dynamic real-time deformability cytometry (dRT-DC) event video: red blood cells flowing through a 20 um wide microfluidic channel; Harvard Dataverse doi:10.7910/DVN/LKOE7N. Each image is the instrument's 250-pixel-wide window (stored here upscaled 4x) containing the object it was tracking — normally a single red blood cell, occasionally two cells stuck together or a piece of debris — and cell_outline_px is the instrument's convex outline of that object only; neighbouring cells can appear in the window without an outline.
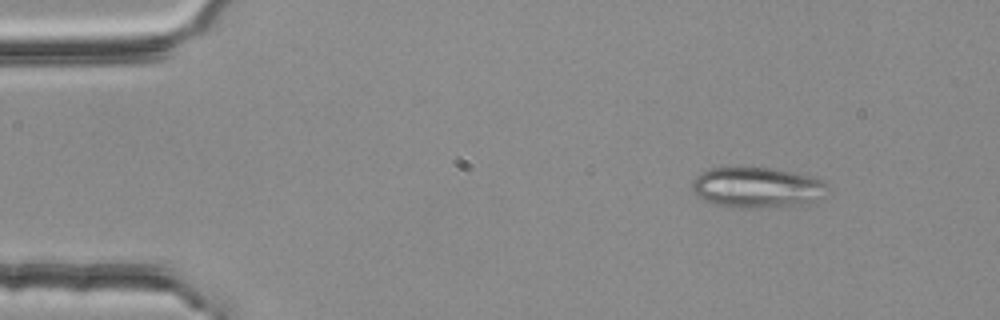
{"species": "common noctule bat (a hibernating species)", "species_latin": "Nyctalus noctula", "temperature_condition": "room temperature", "stored_images_in_passage": 3, "camera_frame_rate_fps": 3000, "um_per_image_px": 0.085, "animal": {"sex": "female", "body_mass_g": 25.1}, "frame": {"image": 1, "passage_image": 1, "time_ms": 0.0, "image_size_px": [1000, 320], "cell_outline_px": [[824, 196], [820, 200], [800, 204], [720, 204], [704, 200], [696, 196], [692, 188], [692, 180], [700, 172], [712, 168], [740, 164], [772, 168], [792, 172], [808, 176], [820, 180], [824, 184]], "centroid_in_image_um": [64.26, 15.82], "position_along_channel_um": 20.7, "area_um2": 30.92}}
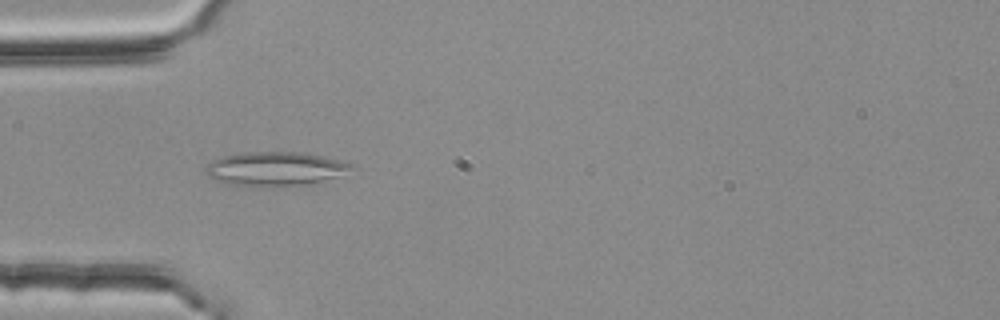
{"frame": {"image": 2, "passage_image": 3, "time_ms": 0.667, "image_size_px": [1000, 320], "cell_outline_px": [[356, 164], [336, 176], [308, 184], [268, 188], [228, 184], [216, 180], [208, 176], [208, 164], [212, 160], [224, 156], [240, 152], [296, 152], [324, 156]], "centroid_in_image_um": [23.35, 14.36], "position_along_channel_um": 61.6, "area_um2": 28.73}}